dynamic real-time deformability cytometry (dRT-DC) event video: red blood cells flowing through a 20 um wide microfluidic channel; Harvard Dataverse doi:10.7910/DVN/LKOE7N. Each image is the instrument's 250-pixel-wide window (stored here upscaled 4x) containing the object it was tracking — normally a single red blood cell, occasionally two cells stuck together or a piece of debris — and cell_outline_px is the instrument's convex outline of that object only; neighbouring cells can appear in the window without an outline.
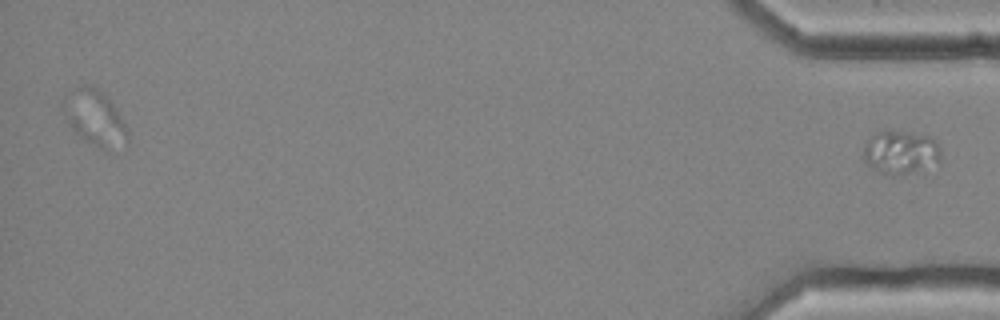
{"species": "common noctule bat (a hibernating species)", "species_latin": "Nyctalus noctula", "temperature_condition": "cold", "stored_images_in_passage": 56, "segment_of_instrument_passage": [2, 2], "camera_frame_rate_fps": 3000, "um_per_image_px": 0.085, "animal": {"sex": "female", "body_mass_g": 25.1}, "frame": {"image": 1, "passage_image": 56, "time_ms": 18.333, "image_size_px": [1000, 320], "cell_outline_px": [[940, 156], [936, 160], [900, 176], [892, 176], [872, 168], [864, 160], [864, 144], [876, 132], [900, 132], [928, 136], [940, 148]], "centroid_in_image_um": [76.46, 12.94], "position_along_channel_um": 358.7, "area_um2": 18.5}}